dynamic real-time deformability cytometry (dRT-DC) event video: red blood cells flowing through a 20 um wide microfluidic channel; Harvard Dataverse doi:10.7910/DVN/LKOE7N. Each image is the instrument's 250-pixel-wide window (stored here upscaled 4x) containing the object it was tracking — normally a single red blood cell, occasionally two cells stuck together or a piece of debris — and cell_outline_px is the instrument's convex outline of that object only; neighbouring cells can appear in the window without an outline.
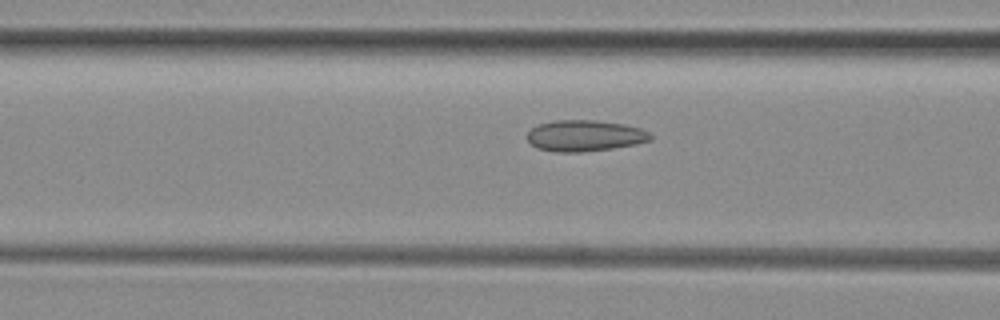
{"species": "common noctule bat (a hibernating species)", "species_latin": "Nyctalus noctula", "temperature_condition": "room temperature", "stored_images_in_passage": 42, "camera_frame_rate_fps": 3000, "um_per_image_px": 0.085, "animal": {"sex": "female", "body_mass_g": 29.2, "forearm_length_mm": 56.3}, "frame": {"image": 1, "passage_image": 10, "time_ms": 3.0, "image_size_px": [1000, 320], "cell_outline_px": [[652, 140], [636, 144], [612, 148], [580, 152], [556, 152], [536, 148], [528, 140], [528, 132], [536, 124], [556, 120], [596, 120], [624, 124], [640, 128], [648, 132], [652, 136]], "centroid_in_image_um": [49.7, 11.53], "position_along_channel_um": 116.9, "area_um2": 22.43}}
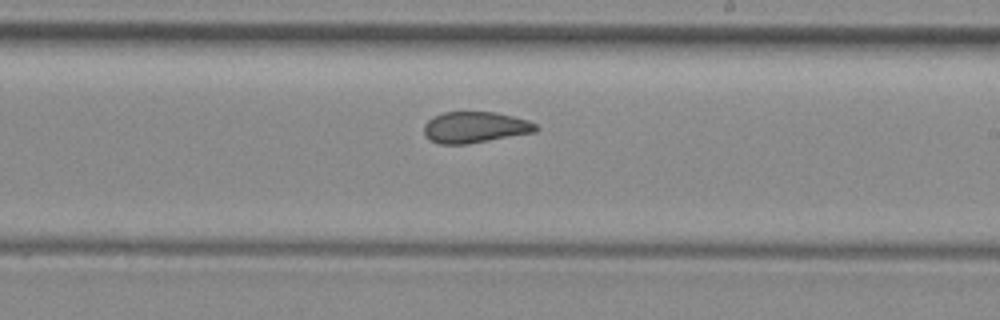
{"frame": {"image": 2, "passage_image": 20, "time_ms": 6.333, "image_size_px": [1000, 320], "cell_outline_px": [[540, 128], [536, 132], [468, 144], [440, 144], [428, 140], [424, 136], [424, 124], [432, 116], [444, 112], [496, 112], [528, 120], [536, 124]], "centroid_in_image_um": [40.36, 10.82], "position_along_channel_um": 248.6, "area_um2": 20.58}}
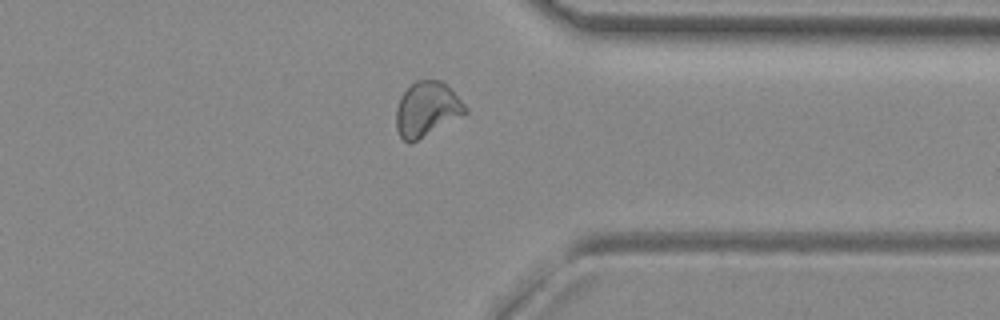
{"frame": {"image": 3, "passage_image": 30, "time_ms": 9.667, "image_size_px": [1000, 320], "cell_outline_px": [[468, 112], [416, 140], [408, 144], [400, 136], [396, 128], [396, 108], [400, 96], [416, 80], [444, 80], [468, 108]], "centroid_in_image_um": [36.28, 9.25], "position_along_channel_um": 375.1, "area_um2": 21.85}, "authors_computed_cell_mechanics": {"area_um2": 21.675, "velocity_mm_per_s": 3.9634, "shape_relaxation_time_tau1_ms": null, "shape_relaxation_time_tau2_ms": 1.8267, "deformation_change_tau1": null, "deformation_change_tau2": 0.0806}}